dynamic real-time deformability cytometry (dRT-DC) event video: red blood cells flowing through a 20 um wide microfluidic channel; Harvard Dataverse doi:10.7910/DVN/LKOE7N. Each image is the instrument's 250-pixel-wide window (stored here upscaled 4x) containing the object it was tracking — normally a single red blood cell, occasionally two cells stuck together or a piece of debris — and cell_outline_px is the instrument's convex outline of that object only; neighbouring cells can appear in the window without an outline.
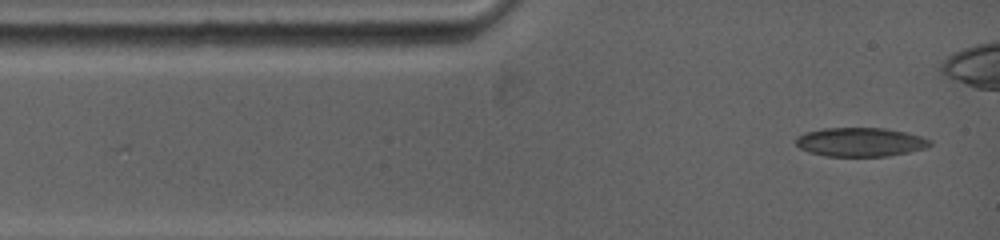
{"species": "common noctule bat (a hibernating species)", "species_latin": "Nyctalus noctula", "temperature_condition": "warm", "stored_images_in_passage": 2, "camera_frame_rate_fps": 5000, "um_per_image_px": 0.085, "animal": {"sex": "female", "body_mass_g": 19.0, "forearm_length_mm": 53.3}, "frame": {"image": 1, "passage_image": 2, "time_ms": 1.2, "image_size_px": [1000, 240], "cell_outline_px": [[932, 144], [924, 148], [908, 152], [888, 156], [824, 156], [808, 152], [800, 148], [796, 144], [796, 136], [804, 132], [824, 128], [884, 128], [908, 132], [932, 140]], "centroid_in_image_um": [73.11, 12.07], "position_along_channel_um": 11.9, "area_um2": 22.72}}